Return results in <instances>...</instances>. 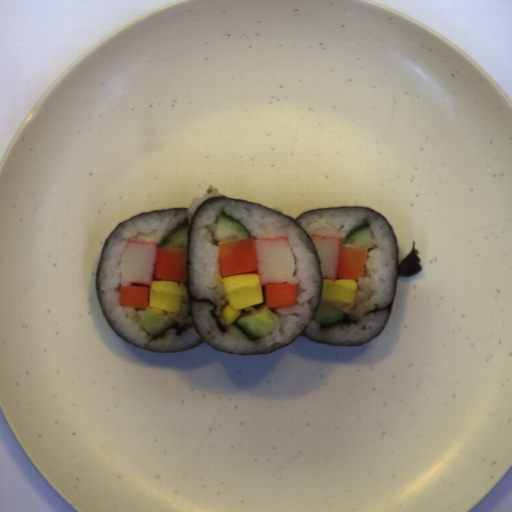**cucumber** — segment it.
I'll return each instance as SVG.
<instances>
[{"label": "cucumber", "instance_id": "4", "mask_svg": "<svg viewBox=\"0 0 512 512\" xmlns=\"http://www.w3.org/2000/svg\"><path fill=\"white\" fill-rule=\"evenodd\" d=\"M189 228L190 224H185L174 230L160 242L158 249H185L186 252L188 245L187 232Z\"/></svg>", "mask_w": 512, "mask_h": 512}, {"label": "cucumber", "instance_id": "5", "mask_svg": "<svg viewBox=\"0 0 512 512\" xmlns=\"http://www.w3.org/2000/svg\"><path fill=\"white\" fill-rule=\"evenodd\" d=\"M343 245L344 247L373 248V237L369 225H362L348 237Z\"/></svg>", "mask_w": 512, "mask_h": 512}, {"label": "cucumber", "instance_id": "1", "mask_svg": "<svg viewBox=\"0 0 512 512\" xmlns=\"http://www.w3.org/2000/svg\"><path fill=\"white\" fill-rule=\"evenodd\" d=\"M278 316L266 306L241 317L235 323L251 340H257L267 335L278 323Z\"/></svg>", "mask_w": 512, "mask_h": 512}, {"label": "cucumber", "instance_id": "6", "mask_svg": "<svg viewBox=\"0 0 512 512\" xmlns=\"http://www.w3.org/2000/svg\"><path fill=\"white\" fill-rule=\"evenodd\" d=\"M344 311L326 304H319L314 320L322 325L331 326L342 321Z\"/></svg>", "mask_w": 512, "mask_h": 512}, {"label": "cucumber", "instance_id": "3", "mask_svg": "<svg viewBox=\"0 0 512 512\" xmlns=\"http://www.w3.org/2000/svg\"><path fill=\"white\" fill-rule=\"evenodd\" d=\"M134 319L152 338L161 337L175 325L165 314L155 315L150 310L146 311L144 316L135 315Z\"/></svg>", "mask_w": 512, "mask_h": 512}, {"label": "cucumber", "instance_id": "2", "mask_svg": "<svg viewBox=\"0 0 512 512\" xmlns=\"http://www.w3.org/2000/svg\"><path fill=\"white\" fill-rule=\"evenodd\" d=\"M213 237L217 243L242 239H251L250 231L242 226L237 220L226 215L219 214L214 230Z\"/></svg>", "mask_w": 512, "mask_h": 512}]
</instances>
